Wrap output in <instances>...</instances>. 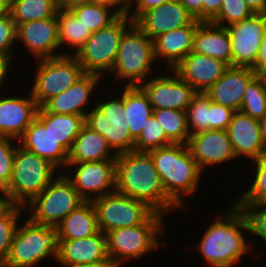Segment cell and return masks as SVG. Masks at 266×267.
I'll use <instances>...</instances> for the list:
<instances>
[{"mask_svg": "<svg viewBox=\"0 0 266 267\" xmlns=\"http://www.w3.org/2000/svg\"><path fill=\"white\" fill-rule=\"evenodd\" d=\"M213 220L193 249L202 256L207 267H237L247 254L249 257L257 250L256 241L247 238V234L250 235L248 220L234 201Z\"/></svg>", "mask_w": 266, "mask_h": 267, "instance_id": "cell-1", "label": "cell"}, {"mask_svg": "<svg viewBox=\"0 0 266 267\" xmlns=\"http://www.w3.org/2000/svg\"><path fill=\"white\" fill-rule=\"evenodd\" d=\"M116 191L167 215L179 207L167 196L149 152L130 151L116 157Z\"/></svg>", "mask_w": 266, "mask_h": 267, "instance_id": "cell-2", "label": "cell"}, {"mask_svg": "<svg viewBox=\"0 0 266 267\" xmlns=\"http://www.w3.org/2000/svg\"><path fill=\"white\" fill-rule=\"evenodd\" d=\"M160 175L167 196L180 208L187 210L190 204L185 197L197 194L205 177L187 145L172 143L149 151ZM197 190V191H196Z\"/></svg>", "mask_w": 266, "mask_h": 267, "instance_id": "cell-3", "label": "cell"}, {"mask_svg": "<svg viewBox=\"0 0 266 267\" xmlns=\"http://www.w3.org/2000/svg\"><path fill=\"white\" fill-rule=\"evenodd\" d=\"M155 65L158 66L154 40L133 22L122 34L114 66L108 74L114 79L111 77L108 85L112 82L113 87L119 82L121 86H139L155 75L158 69Z\"/></svg>", "mask_w": 266, "mask_h": 267, "instance_id": "cell-4", "label": "cell"}, {"mask_svg": "<svg viewBox=\"0 0 266 267\" xmlns=\"http://www.w3.org/2000/svg\"><path fill=\"white\" fill-rule=\"evenodd\" d=\"M164 216L155 212L144 224L107 232L108 256L123 267L130 260L137 262L150 252L160 250L163 245L166 246L167 240L161 242V237L165 236L167 230L165 223L167 219Z\"/></svg>", "mask_w": 266, "mask_h": 267, "instance_id": "cell-5", "label": "cell"}, {"mask_svg": "<svg viewBox=\"0 0 266 267\" xmlns=\"http://www.w3.org/2000/svg\"><path fill=\"white\" fill-rule=\"evenodd\" d=\"M25 219L19 222L8 258L1 267H41V263L57 261L60 245L57 226L39 225Z\"/></svg>", "mask_w": 266, "mask_h": 267, "instance_id": "cell-6", "label": "cell"}, {"mask_svg": "<svg viewBox=\"0 0 266 267\" xmlns=\"http://www.w3.org/2000/svg\"><path fill=\"white\" fill-rule=\"evenodd\" d=\"M117 87L119 88L113 89L114 94L109 88L107 93H110L105 95L100 93L106 92V89L100 90L98 94L101 96L96 97V104L84 117V124L104 136L116 155L134 151L135 146V139L128 131V124L123 121V86L118 83Z\"/></svg>", "mask_w": 266, "mask_h": 267, "instance_id": "cell-7", "label": "cell"}, {"mask_svg": "<svg viewBox=\"0 0 266 267\" xmlns=\"http://www.w3.org/2000/svg\"><path fill=\"white\" fill-rule=\"evenodd\" d=\"M59 173L60 171L49 161L18 144L13 161L12 178L4 191L7 202L24 207Z\"/></svg>", "mask_w": 266, "mask_h": 267, "instance_id": "cell-8", "label": "cell"}, {"mask_svg": "<svg viewBox=\"0 0 266 267\" xmlns=\"http://www.w3.org/2000/svg\"><path fill=\"white\" fill-rule=\"evenodd\" d=\"M84 202L72 182L60 172L40 194L24 206L25 213L28 214L24 217L35 224L57 226Z\"/></svg>", "mask_w": 266, "mask_h": 267, "instance_id": "cell-9", "label": "cell"}, {"mask_svg": "<svg viewBox=\"0 0 266 267\" xmlns=\"http://www.w3.org/2000/svg\"><path fill=\"white\" fill-rule=\"evenodd\" d=\"M132 23L127 14L120 15L109 26L91 34L74 55L85 73L99 75L104 81L107 79L114 66L122 34Z\"/></svg>", "mask_w": 266, "mask_h": 267, "instance_id": "cell-10", "label": "cell"}, {"mask_svg": "<svg viewBox=\"0 0 266 267\" xmlns=\"http://www.w3.org/2000/svg\"><path fill=\"white\" fill-rule=\"evenodd\" d=\"M35 74L29 79V92L39 107L48 99L69 89L86 73L78 60L71 55L36 60Z\"/></svg>", "mask_w": 266, "mask_h": 267, "instance_id": "cell-11", "label": "cell"}, {"mask_svg": "<svg viewBox=\"0 0 266 267\" xmlns=\"http://www.w3.org/2000/svg\"><path fill=\"white\" fill-rule=\"evenodd\" d=\"M98 228L104 234L111 230L144 224L155 211L146 203L117 191L92 201Z\"/></svg>", "mask_w": 266, "mask_h": 267, "instance_id": "cell-12", "label": "cell"}, {"mask_svg": "<svg viewBox=\"0 0 266 267\" xmlns=\"http://www.w3.org/2000/svg\"><path fill=\"white\" fill-rule=\"evenodd\" d=\"M63 173L85 201L116 191V160L67 163Z\"/></svg>", "mask_w": 266, "mask_h": 267, "instance_id": "cell-13", "label": "cell"}, {"mask_svg": "<svg viewBox=\"0 0 266 267\" xmlns=\"http://www.w3.org/2000/svg\"><path fill=\"white\" fill-rule=\"evenodd\" d=\"M164 70V71H163ZM159 70L154 76L141 83L139 87L147 95L149 103L155 109H175L186 111L192 97L197 93L173 70Z\"/></svg>", "mask_w": 266, "mask_h": 267, "instance_id": "cell-14", "label": "cell"}, {"mask_svg": "<svg viewBox=\"0 0 266 267\" xmlns=\"http://www.w3.org/2000/svg\"><path fill=\"white\" fill-rule=\"evenodd\" d=\"M16 31V51L24 48L21 52L27 50L25 54L30 55L34 63L36 60L60 56L57 15L18 24Z\"/></svg>", "mask_w": 266, "mask_h": 267, "instance_id": "cell-15", "label": "cell"}, {"mask_svg": "<svg viewBox=\"0 0 266 267\" xmlns=\"http://www.w3.org/2000/svg\"><path fill=\"white\" fill-rule=\"evenodd\" d=\"M265 26L266 14H254L226 27L232 46V66H254Z\"/></svg>", "mask_w": 266, "mask_h": 267, "instance_id": "cell-16", "label": "cell"}, {"mask_svg": "<svg viewBox=\"0 0 266 267\" xmlns=\"http://www.w3.org/2000/svg\"><path fill=\"white\" fill-rule=\"evenodd\" d=\"M102 82L103 78L101 76L86 73L69 89L61 94L51 97L40 108L44 112L75 114L85 117L96 104L95 98L97 97V92L100 91L96 89L102 86Z\"/></svg>", "mask_w": 266, "mask_h": 267, "instance_id": "cell-17", "label": "cell"}, {"mask_svg": "<svg viewBox=\"0 0 266 267\" xmlns=\"http://www.w3.org/2000/svg\"><path fill=\"white\" fill-rule=\"evenodd\" d=\"M187 146L203 172L237 159L227 130L210 129L190 135Z\"/></svg>", "mask_w": 266, "mask_h": 267, "instance_id": "cell-18", "label": "cell"}, {"mask_svg": "<svg viewBox=\"0 0 266 267\" xmlns=\"http://www.w3.org/2000/svg\"><path fill=\"white\" fill-rule=\"evenodd\" d=\"M19 91L16 95H8V91L0 94V137L18 140L37 117L39 106L29 90L24 96Z\"/></svg>", "mask_w": 266, "mask_h": 267, "instance_id": "cell-19", "label": "cell"}, {"mask_svg": "<svg viewBox=\"0 0 266 267\" xmlns=\"http://www.w3.org/2000/svg\"><path fill=\"white\" fill-rule=\"evenodd\" d=\"M195 18L179 0L145 11L134 23L152 40L157 36L190 25Z\"/></svg>", "mask_w": 266, "mask_h": 267, "instance_id": "cell-20", "label": "cell"}, {"mask_svg": "<svg viewBox=\"0 0 266 267\" xmlns=\"http://www.w3.org/2000/svg\"><path fill=\"white\" fill-rule=\"evenodd\" d=\"M229 67L224 61L195 52L189 53L172 70L196 92L205 93Z\"/></svg>", "mask_w": 266, "mask_h": 267, "instance_id": "cell-21", "label": "cell"}, {"mask_svg": "<svg viewBox=\"0 0 266 267\" xmlns=\"http://www.w3.org/2000/svg\"><path fill=\"white\" fill-rule=\"evenodd\" d=\"M227 133L238 160L246 158L249 162L266 153L258 120L242 111H235Z\"/></svg>", "mask_w": 266, "mask_h": 267, "instance_id": "cell-22", "label": "cell"}, {"mask_svg": "<svg viewBox=\"0 0 266 267\" xmlns=\"http://www.w3.org/2000/svg\"><path fill=\"white\" fill-rule=\"evenodd\" d=\"M59 241L57 267H78L108 257L106 234L100 230L87 238Z\"/></svg>", "mask_w": 266, "mask_h": 267, "instance_id": "cell-23", "label": "cell"}, {"mask_svg": "<svg viewBox=\"0 0 266 267\" xmlns=\"http://www.w3.org/2000/svg\"><path fill=\"white\" fill-rule=\"evenodd\" d=\"M200 20L190 25L163 33L154 39L155 58L165 70H172L183 58L192 52L195 31ZM162 62V64L160 63ZM166 63V64H165Z\"/></svg>", "mask_w": 266, "mask_h": 267, "instance_id": "cell-24", "label": "cell"}, {"mask_svg": "<svg viewBox=\"0 0 266 267\" xmlns=\"http://www.w3.org/2000/svg\"><path fill=\"white\" fill-rule=\"evenodd\" d=\"M255 76L251 68L229 66L205 94L212 102L239 111L247 85Z\"/></svg>", "mask_w": 266, "mask_h": 267, "instance_id": "cell-25", "label": "cell"}, {"mask_svg": "<svg viewBox=\"0 0 266 267\" xmlns=\"http://www.w3.org/2000/svg\"><path fill=\"white\" fill-rule=\"evenodd\" d=\"M26 150L37 154L54 165L60 172L67 167L68 152L55 140L49 129L36 118L18 139Z\"/></svg>", "mask_w": 266, "mask_h": 267, "instance_id": "cell-26", "label": "cell"}, {"mask_svg": "<svg viewBox=\"0 0 266 267\" xmlns=\"http://www.w3.org/2000/svg\"><path fill=\"white\" fill-rule=\"evenodd\" d=\"M193 52L217 58L232 66V46L226 27L201 21L195 31Z\"/></svg>", "mask_w": 266, "mask_h": 267, "instance_id": "cell-27", "label": "cell"}, {"mask_svg": "<svg viewBox=\"0 0 266 267\" xmlns=\"http://www.w3.org/2000/svg\"><path fill=\"white\" fill-rule=\"evenodd\" d=\"M116 157L106 138L84 124L68 152L67 163L116 160Z\"/></svg>", "mask_w": 266, "mask_h": 267, "instance_id": "cell-28", "label": "cell"}, {"mask_svg": "<svg viewBox=\"0 0 266 267\" xmlns=\"http://www.w3.org/2000/svg\"><path fill=\"white\" fill-rule=\"evenodd\" d=\"M59 240L87 238L99 231L92 201H85L72 210L58 225Z\"/></svg>", "mask_w": 266, "mask_h": 267, "instance_id": "cell-29", "label": "cell"}, {"mask_svg": "<svg viewBox=\"0 0 266 267\" xmlns=\"http://www.w3.org/2000/svg\"><path fill=\"white\" fill-rule=\"evenodd\" d=\"M123 121L128 124V131L136 140L153 115L152 105L147 95L139 86H123Z\"/></svg>", "mask_w": 266, "mask_h": 267, "instance_id": "cell-30", "label": "cell"}, {"mask_svg": "<svg viewBox=\"0 0 266 267\" xmlns=\"http://www.w3.org/2000/svg\"><path fill=\"white\" fill-rule=\"evenodd\" d=\"M55 140L67 151L84 125V116L75 114H56L44 112L40 107L36 117Z\"/></svg>", "mask_w": 266, "mask_h": 267, "instance_id": "cell-31", "label": "cell"}, {"mask_svg": "<svg viewBox=\"0 0 266 267\" xmlns=\"http://www.w3.org/2000/svg\"><path fill=\"white\" fill-rule=\"evenodd\" d=\"M57 21L60 56H74L90 38L92 32L71 11L58 10Z\"/></svg>", "mask_w": 266, "mask_h": 267, "instance_id": "cell-32", "label": "cell"}, {"mask_svg": "<svg viewBox=\"0 0 266 267\" xmlns=\"http://www.w3.org/2000/svg\"><path fill=\"white\" fill-rule=\"evenodd\" d=\"M56 0H11L10 14L18 24L52 18L57 15Z\"/></svg>", "mask_w": 266, "mask_h": 267, "instance_id": "cell-33", "label": "cell"}, {"mask_svg": "<svg viewBox=\"0 0 266 267\" xmlns=\"http://www.w3.org/2000/svg\"><path fill=\"white\" fill-rule=\"evenodd\" d=\"M250 169L251 181L249 180L248 189L241 192L238 197L233 199L236 204H265L266 203V153L258 159L252 160ZM254 167V168H253ZM252 183V184H251ZM251 184V185H250Z\"/></svg>", "mask_w": 266, "mask_h": 267, "instance_id": "cell-34", "label": "cell"}, {"mask_svg": "<svg viewBox=\"0 0 266 267\" xmlns=\"http://www.w3.org/2000/svg\"><path fill=\"white\" fill-rule=\"evenodd\" d=\"M153 115L172 143L187 145L190 133L187 127L186 111L155 109Z\"/></svg>", "mask_w": 266, "mask_h": 267, "instance_id": "cell-35", "label": "cell"}, {"mask_svg": "<svg viewBox=\"0 0 266 267\" xmlns=\"http://www.w3.org/2000/svg\"><path fill=\"white\" fill-rule=\"evenodd\" d=\"M23 216L24 207L17 204L8 203L0 210V267L8 258L14 233Z\"/></svg>", "mask_w": 266, "mask_h": 267, "instance_id": "cell-36", "label": "cell"}, {"mask_svg": "<svg viewBox=\"0 0 266 267\" xmlns=\"http://www.w3.org/2000/svg\"><path fill=\"white\" fill-rule=\"evenodd\" d=\"M71 12L86 28H89L92 33L109 26L120 16L110 7L93 2L76 7L71 10Z\"/></svg>", "mask_w": 266, "mask_h": 267, "instance_id": "cell-37", "label": "cell"}, {"mask_svg": "<svg viewBox=\"0 0 266 267\" xmlns=\"http://www.w3.org/2000/svg\"><path fill=\"white\" fill-rule=\"evenodd\" d=\"M240 111L257 120L266 115V76L256 75L248 83Z\"/></svg>", "mask_w": 266, "mask_h": 267, "instance_id": "cell-38", "label": "cell"}, {"mask_svg": "<svg viewBox=\"0 0 266 267\" xmlns=\"http://www.w3.org/2000/svg\"><path fill=\"white\" fill-rule=\"evenodd\" d=\"M211 100L205 93L197 92L186 109L187 127L190 135L211 129Z\"/></svg>", "mask_w": 266, "mask_h": 267, "instance_id": "cell-39", "label": "cell"}, {"mask_svg": "<svg viewBox=\"0 0 266 267\" xmlns=\"http://www.w3.org/2000/svg\"><path fill=\"white\" fill-rule=\"evenodd\" d=\"M172 144L165 131L152 115L143 128L139 137L135 140L134 151L149 152L150 150Z\"/></svg>", "mask_w": 266, "mask_h": 267, "instance_id": "cell-40", "label": "cell"}, {"mask_svg": "<svg viewBox=\"0 0 266 267\" xmlns=\"http://www.w3.org/2000/svg\"><path fill=\"white\" fill-rule=\"evenodd\" d=\"M254 15L245 0H222L219 13L211 22L222 27L241 22Z\"/></svg>", "mask_w": 266, "mask_h": 267, "instance_id": "cell-41", "label": "cell"}, {"mask_svg": "<svg viewBox=\"0 0 266 267\" xmlns=\"http://www.w3.org/2000/svg\"><path fill=\"white\" fill-rule=\"evenodd\" d=\"M18 140L0 137V189L5 191L12 178L13 161Z\"/></svg>", "mask_w": 266, "mask_h": 267, "instance_id": "cell-42", "label": "cell"}, {"mask_svg": "<svg viewBox=\"0 0 266 267\" xmlns=\"http://www.w3.org/2000/svg\"><path fill=\"white\" fill-rule=\"evenodd\" d=\"M245 214L249 228L250 237L266 244V203L265 204H237ZM266 247V245H264Z\"/></svg>", "mask_w": 266, "mask_h": 267, "instance_id": "cell-43", "label": "cell"}, {"mask_svg": "<svg viewBox=\"0 0 266 267\" xmlns=\"http://www.w3.org/2000/svg\"><path fill=\"white\" fill-rule=\"evenodd\" d=\"M16 35V24L11 14L0 17V54L14 58L17 57L15 54H20L19 52L15 53V49H17L15 46Z\"/></svg>", "mask_w": 266, "mask_h": 267, "instance_id": "cell-44", "label": "cell"}, {"mask_svg": "<svg viewBox=\"0 0 266 267\" xmlns=\"http://www.w3.org/2000/svg\"><path fill=\"white\" fill-rule=\"evenodd\" d=\"M211 129L215 130H227L229 123L235 113L230 107L223 106L221 104L211 101Z\"/></svg>", "mask_w": 266, "mask_h": 267, "instance_id": "cell-45", "label": "cell"}, {"mask_svg": "<svg viewBox=\"0 0 266 267\" xmlns=\"http://www.w3.org/2000/svg\"><path fill=\"white\" fill-rule=\"evenodd\" d=\"M170 0H135L128 8L127 15L135 22L145 11L158 7Z\"/></svg>", "mask_w": 266, "mask_h": 267, "instance_id": "cell-46", "label": "cell"}, {"mask_svg": "<svg viewBox=\"0 0 266 267\" xmlns=\"http://www.w3.org/2000/svg\"><path fill=\"white\" fill-rule=\"evenodd\" d=\"M13 59L14 57L12 56H6L3 54H0V93H2V91L4 90L3 86H8L6 83L10 81L9 80V76H11L10 73L16 70V68L14 70L13 68L11 69V67H13L12 64H15L18 62L17 60L15 59L13 60Z\"/></svg>", "mask_w": 266, "mask_h": 267, "instance_id": "cell-47", "label": "cell"}, {"mask_svg": "<svg viewBox=\"0 0 266 267\" xmlns=\"http://www.w3.org/2000/svg\"><path fill=\"white\" fill-rule=\"evenodd\" d=\"M251 69L256 73V75L266 76V26L255 64Z\"/></svg>", "mask_w": 266, "mask_h": 267, "instance_id": "cell-48", "label": "cell"}, {"mask_svg": "<svg viewBox=\"0 0 266 267\" xmlns=\"http://www.w3.org/2000/svg\"><path fill=\"white\" fill-rule=\"evenodd\" d=\"M222 0H203V21H211L220 11Z\"/></svg>", "mask_w": 266, "mask_h": 267, "instance_id": "cell-49", "label": "cell"}, {"mask_svg": "<svg viewBox=\"0 0 266 267\" xmlns=\"http://www.w3.org/2000/svg\"><path fill=\"white\" fill-rule=\"evenodd\" d=\"M196 19L203 21V0H179Z\"/></svg>", "mask_w": 266, "mask_h": 267, "instance_id": "cell-50", "label": "cell"}, {"mask_svg": "<svg viewBox=\"0 0 266 267\" xmlns=\"http://www.w3.org/2000/svg\"><path fill=\"white\" fill-rule=\"evenodd\" d=\"M91 2L108 6L115 10L119 15H125L128 11V7L121 0H91Z\"/></svg>", "mask_w": 266, "mask_h": 267, "instance_id": "cell-51", "label": "cell"}, {"mask_svg": "<svg viewBox=\"0 0 266 267\" xmlns=\"http://www.w3.org/2000/svg\"><path fill=\"white\" fill-rule=\"evenodd\" d=\"M56 1L58 10H65V11H71L76 7L91 2V0H56Z\"/></svg>", "mask_w": 266, "mask_h": 267, "instance_id": "cell-52", "label": "cell"}, {"mask_svg": "<svg viewBox=\"0 0 266 267\" xmlns=\"http://www.w3.org/2000/svg\"><path fill=\"white\" fill-rule=\"evenodd\" d=\"M254 14H266V0H245Z\"/></svg>", "mask_w": 266, "mask_h": 267, "instance_id": "cell-53", "label": "cell"}, {"mask_svg": "<svg viewBox=\"0 0 266 267\" xmlns=\"http://www.w3.org/2000/svg\"><path fill=\"white\" fill-rule=\"evenodd\" d=\"M78 267H121V266L110 256H108L107 258H104L100 261L92 262Z\"/></svg>", "mask_w": 266, "mask_h": 267, "instance_id": "cell-54", "label": "cell"}, {"mask_svg": "<svg viewBox=\"0 0 266 267\" xmlns=\"http://www.w3.org/2000/svg\"><path fill=\"white\" fill-rule=\"evenodd\" d=\"M11 0H0V17L10 14Z\"/></svg>", "mask_w": 266, "mask_h": 267, "instance_id": "cell-55", "label": "cell"}, {"mask_svg": "<svg viewBox=\"0 0 266 267\" xmlns=\"http://www.w3.org/2000/svg\"><path fill=\"white\" fill-rule=\"evenodd\" d=\"M258 122L260 127L261 138L264 144V148L266 150V115L260 120H258Z\"/></svg>", "mask_w": 266, "mask_h": 267, "instance_id": "cell-56", "label": "cell"}, {"mask_svg": "<svg viewBox=\"0 0 266 267\" xmlns=\"http://www.w3.org/2000/svg\"><path fill=\"white\" fill-rule=\"evenodd\" d=\"M8 204L5 196V192L0 189V210H2Z\"/></svg>", "mask_w": 266, "mask_h": 267, "instance_id": "cell-57", "label": "cell"}, {"mask_svg": "<svg viewBox=\"0 0 266 267\" xmlns=\"http://www.w3.org/2000/svg\"><path fill=\"white\" fill-rule=\"evenodd\" d=\"M128 8L134 3L135 0H121Z\"/></svg>", "mask_w": 266, "mask_h": 267, "instance_id": "cell-58", "label": "cell"}]
</instances>
